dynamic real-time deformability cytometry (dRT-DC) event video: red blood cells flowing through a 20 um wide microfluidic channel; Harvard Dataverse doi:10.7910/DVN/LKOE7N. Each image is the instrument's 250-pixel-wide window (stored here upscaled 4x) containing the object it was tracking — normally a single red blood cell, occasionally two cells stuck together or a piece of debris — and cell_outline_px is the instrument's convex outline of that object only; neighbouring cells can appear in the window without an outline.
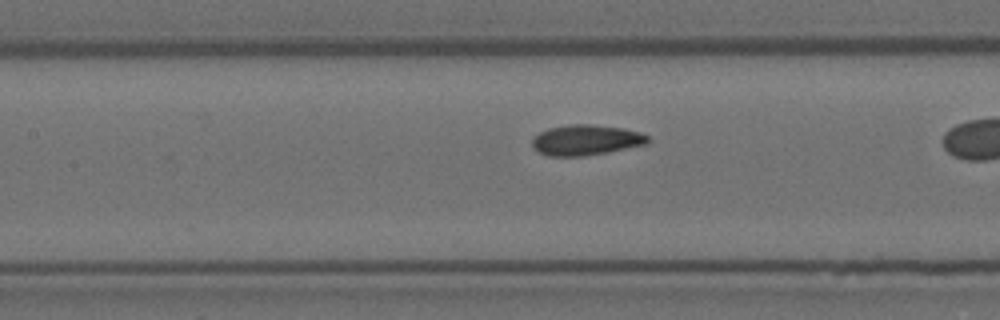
{"species": "Egyptian fruit bat (a non-hibernating species)", "species_latin": "Rousettus aegyptiacus", "temperature_condition": "room temperature", "stored_images_in_passage": 32, "camera_frame_rate_fps": 3000, "um_per_image_px": 0.085, "animal": {"sex": "female"}, "frame": {"image": 1, "passage_image": 14, "time_ms": 4.333, "image_size_px": [1000, 320], "cell_outline_px": [[652, 140], [648, 144], [608, 152], [584, 156], [548, 156], [540, 152], [532, 144], [532, 136], [548, 128], [568, 124], [592, 124], [624, 128], [640, 132], [648, 136]], "centroid_in_image_um": [49.84, 11.89], "position_along_channel_um": 157.6, "area_um2": 20.75}}
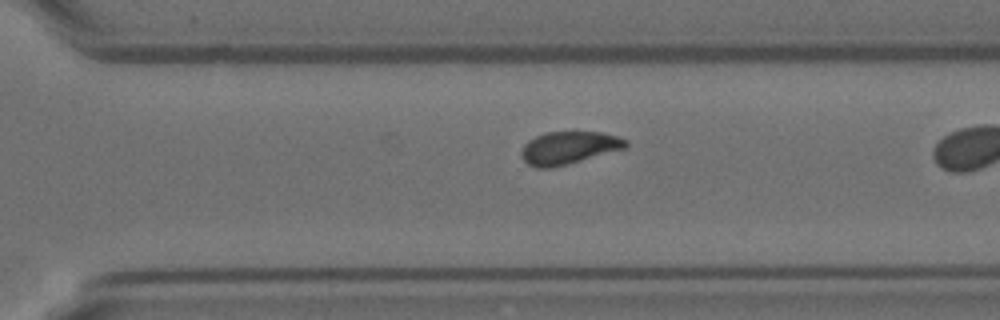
{"frame": {"image": 2, "passage_image": 28, "time_ms": 9.0, "image_size_px": [1000, 320], "cell_outline_px": [[628, 144], [624, 148], [552, 168], [536, 168], [528, 164], [520, 156], [520, 152], [524, 144], [528, 140], [544, 132], [604, 132], [628, 140]], "centroid_in_image_um": [48.3, 12.55], "position_along_channel_um": 322.3, "area_um2": 19.77}}